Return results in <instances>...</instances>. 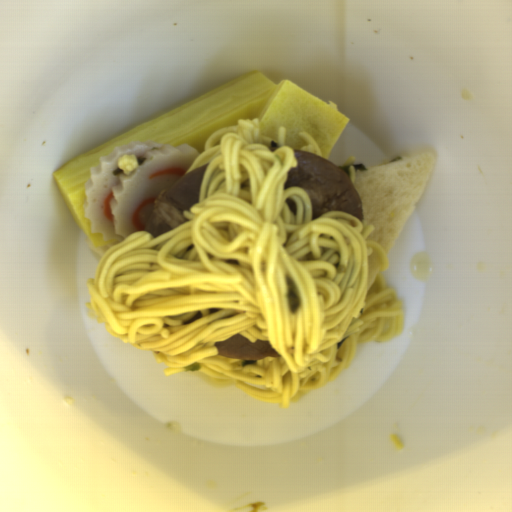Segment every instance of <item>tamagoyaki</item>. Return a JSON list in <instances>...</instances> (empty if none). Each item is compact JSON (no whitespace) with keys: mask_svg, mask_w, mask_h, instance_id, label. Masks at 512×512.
Wrapping results in <instances>:
<instances>
[{"mask_svg":"<svg viewBox=\"0 0 512 512\" xmlns=\"http://www.w3.org/2000/svg\"><path fill=\"white\" fill-rule=\"evenodd\" d=\"M252 118L259 119L262 134L277 142L279 128L286 127L285 145L292 150L307 145L299 136L300 132L307 133L316 142L321 158L326 160L350 119L338 111L336 102L326 104L288 79L276 84L254 70L67 162L52 173L56 187L92 246L118 244L101 233H93L92 222L84 214L90 170L100 164L101 156L112 154L117 146L149 139L174 147L188 144L202 154L213 133L236 126L240 119Z\"/></svg>","mask_w":512,"mask_h":512,"instance_id":"obj_1","label":"tamagoyaki"}]
</instances>
